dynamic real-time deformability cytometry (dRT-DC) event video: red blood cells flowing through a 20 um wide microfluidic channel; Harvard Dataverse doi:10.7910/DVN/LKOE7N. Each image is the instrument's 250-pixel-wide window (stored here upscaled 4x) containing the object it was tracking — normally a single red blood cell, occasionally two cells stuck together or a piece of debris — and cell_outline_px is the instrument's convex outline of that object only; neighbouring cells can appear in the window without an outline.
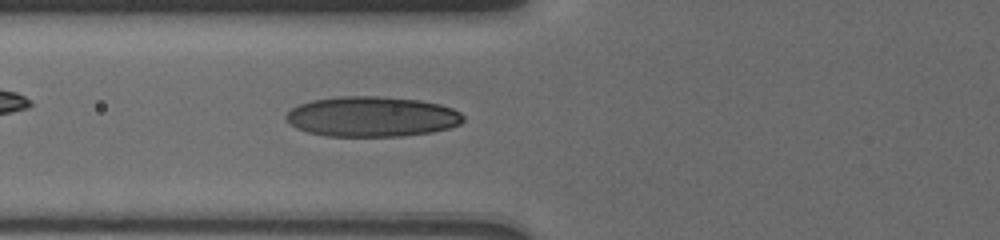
{"species": "human", "species_latin": "Homo sapiens", "temperature_condition": "cold", "stored_images_in_passage": 11, "camera_frame_rate_fps": 3000, "um_per_image_px": 0.085, "donor": {"sex": "male"}, "frame": {"image": 1, "passage_image": 11, "time_ms": 8.0, "image_size_px": [1000, 240], "cell_outline_px": [[464, 120], [460, 124], [448, 128], [432, 132], [404, 136], [328, 136], [308, 132], [296, 128], [284, 120], [284, 116], [292, 108], [300, 104], [312, 100], [340, 96], [380, 96], [420, 100], [440, 104], [452, 108], [460, 112], [464, 116]], "centroid_in_image_um": [31.61, 9.91], "position_along_channel_um": 94.2, "area_um2": 41.73}}